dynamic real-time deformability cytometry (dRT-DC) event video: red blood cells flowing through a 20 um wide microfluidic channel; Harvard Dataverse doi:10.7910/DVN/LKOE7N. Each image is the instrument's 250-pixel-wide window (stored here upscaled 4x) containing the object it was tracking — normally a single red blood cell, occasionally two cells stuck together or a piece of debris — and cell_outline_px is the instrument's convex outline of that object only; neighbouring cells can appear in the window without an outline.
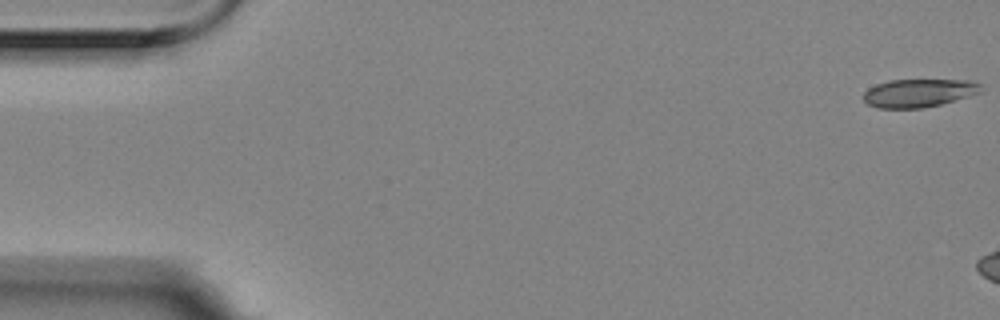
{"species": "Egyptian fruit bat (a non-hibernating species)", "species_latin": "Rousettus aegyptiacus", "temperature_condition": "room temperature", "stored_images_in_passage": 4, "camera_frame_rate_fps": 3000, "um_per_image_px": 0.085, "animal": {"sex": "female"}, "frame": {"image": 1, "passage_image": 1, "time_ms": 0.0, "image_size_px": [1000, 320], "cell_outline_px": [[984, 88], [980, 92], [968, 96], [940, 104], [924, 108], [876, 108], [868, 104], [864, 100], [864, 92], [868, 88], [876, 84], [888, 80], [972, 80], [980, 84]], "centroid_in_image_um": [78.08, 7.9], "position_along_channel_um": 6.9, "area_um2": 19.31}}